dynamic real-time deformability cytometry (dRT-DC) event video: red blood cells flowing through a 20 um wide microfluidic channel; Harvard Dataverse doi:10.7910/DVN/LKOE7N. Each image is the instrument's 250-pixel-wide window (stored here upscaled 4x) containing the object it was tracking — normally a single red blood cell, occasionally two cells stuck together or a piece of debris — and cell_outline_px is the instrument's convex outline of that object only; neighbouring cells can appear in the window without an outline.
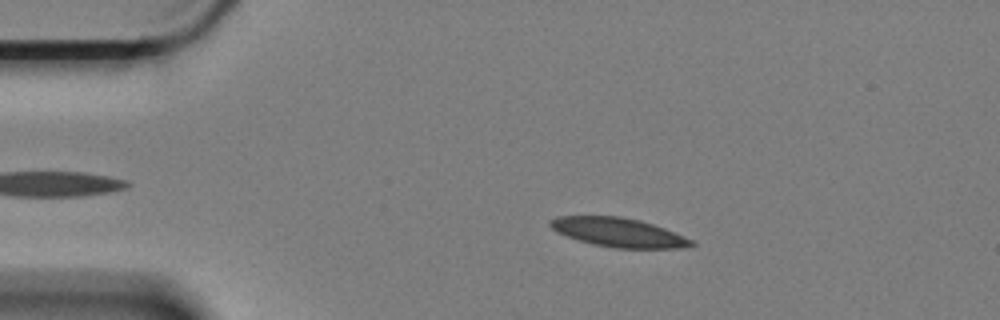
{"species": "Egyptian fruit bat (a non-hibernating species)", "species_latin": "Rousettus aegyptiacus", "temperature_condition": "cold", "stored_images_in_passage": 16, "camera_frame_rate_fps": 3000, "um_per_image_px": 0.085, "animal": {"sex": "female"}, "frame": {"image": 1, "passage_image": 9, "time_ms": 2.667, "image_size_px": [1000, 320], "cell_outline_px": [[696, 244], [692, 248], [616, 248], [592, 244], [556, 232], [548, 224], [548, 220], [560, 216], [620, 216], [640, 220], [664, 228], [692, 240]], "centroid_in_image_um": [52.58, 19.75], "position_along_channel_um": 32.4, "area_um2": 23.81}}
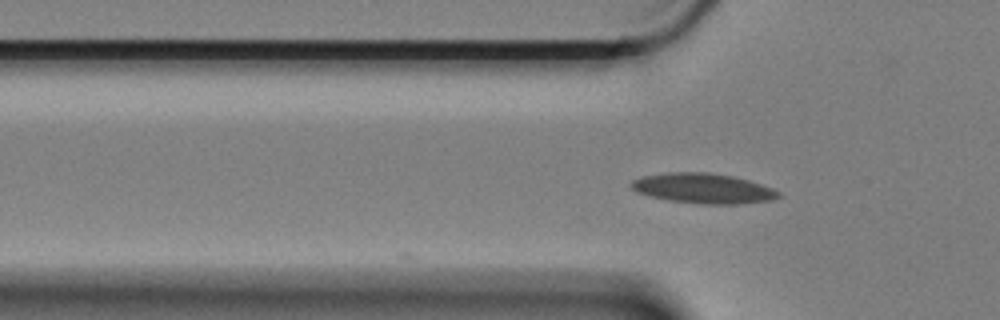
{"frame": {"image": 2, "passage_image": 16, "time_ms": 5.0, "image_size_px": [1000, 320], "cell_outline_px": [[780, 196], [772, 200], [740, 204], [700, 204], [668, 200], [648, 196], [636, 192], [628, 184], [632, 180], [644, 176], [668, 172], [708, 172], [732, 176], [748, 180], [772, 188], [780, 192]], "centroid_in_image_um": [59.74, 16.01], "position_along_channel_um": 66.1, "area_um2": 25.89}}